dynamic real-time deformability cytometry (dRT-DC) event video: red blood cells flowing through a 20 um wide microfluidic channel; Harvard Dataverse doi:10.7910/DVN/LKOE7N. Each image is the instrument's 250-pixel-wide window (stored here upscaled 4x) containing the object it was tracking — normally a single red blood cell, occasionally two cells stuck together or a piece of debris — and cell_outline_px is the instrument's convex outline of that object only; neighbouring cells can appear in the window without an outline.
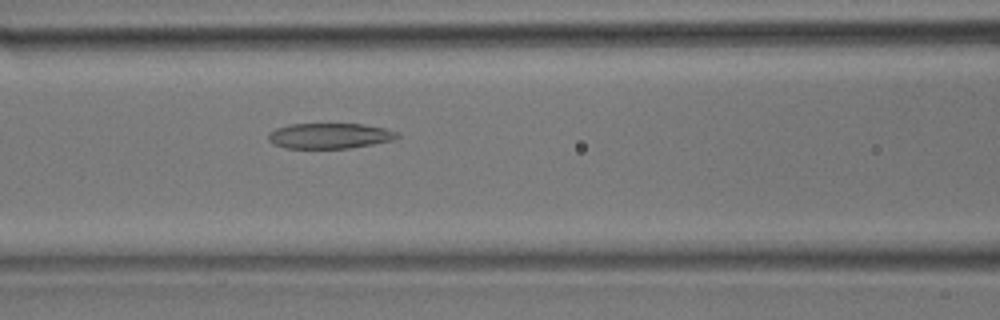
{"species": "common noctule bat (a hibernating species)", "species_latin": "Nyctalus noctula", "temperature_condition": "room temperature", "stored_images_in_passage": 32, "camera_frame_rate_fps": 3000, "um_per_image_px": 0.085, "animal": {"sex": "male", "body_mass_g": 17.9}, "frame": {"image": 1, "passage_image": 10, "time_ms": 3.0, "image_size_px": [1000, 320], "cell_outline_px": [[400, 136], [392, 140], [372, 144], [348, 148], [284, 148], [272, 144], [268, 140], [268, 132], [276, 128], [288, 124], [364, 124], [384, 128], [396, 132]], "centroid_in_image_um": [27.96, 11.54], "position_along_channel_um": 138.6, "area_um2": 19.13}}
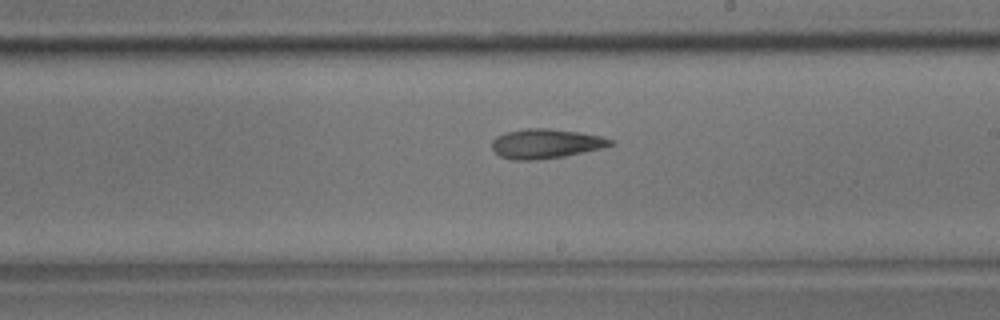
{"frame": {"image": 2, "passage_image": 16, "time_ms": 5.0, "image_size_px": [1000, 320], "cell_outline_px": [[612, 144], [604, 148], [564, 156], [536, 160], [512, 160], [500, 156], [492, 148], [492, 140], [496, 136], [508, 132], [528, 128], [548, 128], [580, 132], [600, 136], [612, 140]], "centroid_in_image_um": [46.38, 12.21], "position_along_channel_um": 242.6, "area_um2": 20.29}}
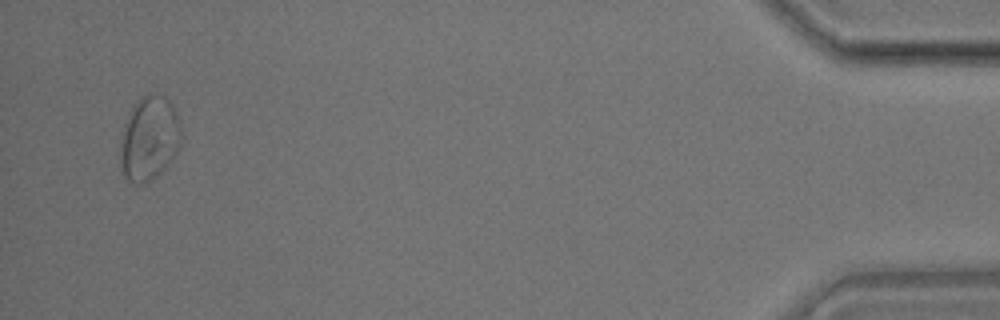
{"frame": {"image": 3, "passage_image": 31, "time_ms": 10.0, "image_size_px": [1000, 320], "cell_outline_px": [[180, 144], [176, 156], [152, 180], [144, 184], [136, 184], [128, 180], [124, 176], [120, 160], [120, 144], [124, 124], [128, 112], [136, 100], [148, 92], [164, 96], [172, 104], [176, 112], [180, 124]], "centroid_in_image_um": [12.67, 11.75], "position_along_channel_um": 422.5, "area_um2": 30.23}}